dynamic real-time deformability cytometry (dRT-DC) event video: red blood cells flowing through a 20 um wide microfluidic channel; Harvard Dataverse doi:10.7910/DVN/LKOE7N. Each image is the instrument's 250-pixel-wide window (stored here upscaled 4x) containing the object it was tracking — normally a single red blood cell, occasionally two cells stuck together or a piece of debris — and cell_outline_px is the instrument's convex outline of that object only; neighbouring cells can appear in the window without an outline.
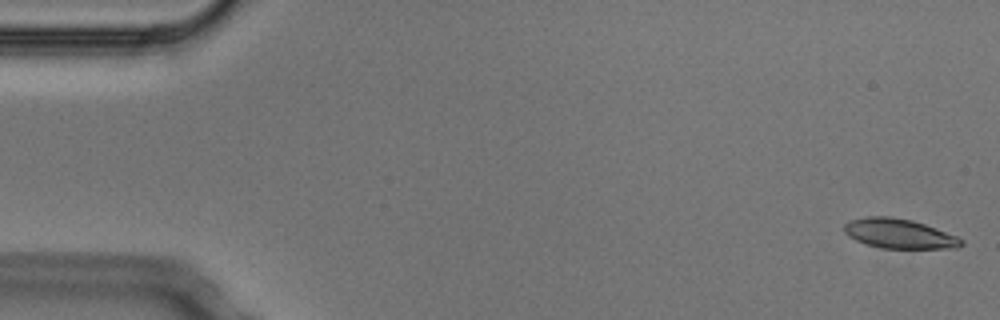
{"species": "Egyptian fruit bat (a non-hibernating species)", "species_latin": "Rousettus aegyptiacus", "temperature_condition": "cold", "stored_images_in_passage": 5, "camera_frame_rate_fps": 3000, "um_per_image_px": 0.085, "animal": {"sex": "male"}, "frame": {"image": 1, "passage_image": 1, "time_ms": 0.0, "image_size_px": [1000, 320], "cell_outline_px": [[964, 244], [956, 248], [880, 248], [856, 240], [848, 236], [844, 232], [844, 224], [852, 220], [868, 216], [892, 216], [912, 220], [936, 228], [956, 236], [964, 240]], "centroid_in_image_um": [76.43, 19.85], "position_along_channel_um": 8.6, "area_um2": 20.11}}
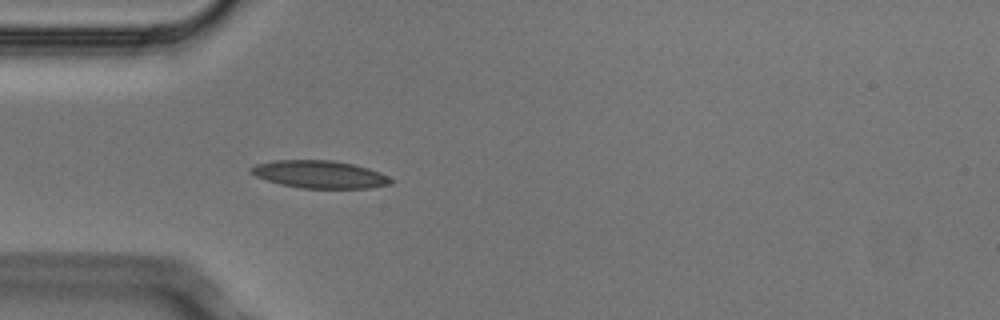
{"frame": {"image": 2, "passage_image": 5, "time_ms": 1.333, "image_size_px": [1000, 320], "cell_outline_px": [[392, 184], [368, 188], [300, 188], [280, 184], [256, 176], [248, 172], [248, 168], [256, 164], [276, 160], [332, 160], [352, 164], [368, 168], [388, 176], [392, 180]], "centroid_in_image_um": [27.14, 14.82], "position_along_channel_um": 57.9, "area_um2": 22.43}}